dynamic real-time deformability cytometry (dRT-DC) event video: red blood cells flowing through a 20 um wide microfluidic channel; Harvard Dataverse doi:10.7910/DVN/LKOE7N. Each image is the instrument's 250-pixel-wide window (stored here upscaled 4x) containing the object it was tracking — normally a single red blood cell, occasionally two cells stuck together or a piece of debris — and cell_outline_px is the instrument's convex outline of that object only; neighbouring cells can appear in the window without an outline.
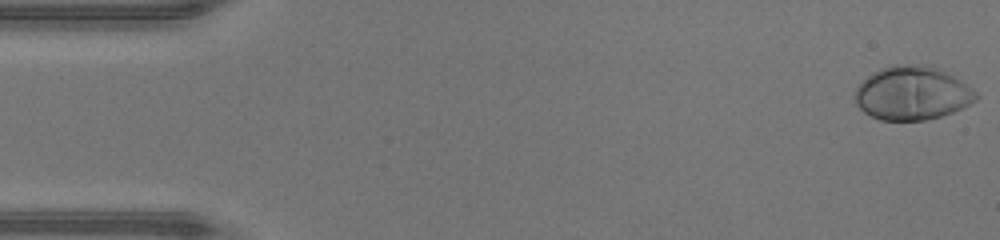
{"species": "human", "species_latin": "Homo sapiens", "temperature_condition": "warm", "stored_images_in_passage": 47, "camera_frame_rate_fps": 3000, "um_per_image_px": 0.085, "donor": {"sex": "male"}, "frame": {"image": 1, "passage_image": 1, "time_ms": 0.0, "image_size_px": [1000, 240], "cell_outline_px": [[980, 96], [976, 100], [952, 112], [940, 116], [924, 120], [880, 120], [864, 112], [856, 104], [852, 96], [856, 88], [872, 72], [880, 68], [896, 64], [924, 64], [944, 72], [960, 80], [972, 88]], "centroid_in_image_um": [77.49, 7.92], "position_along_channel_um": 7.5, "area_um2": 37.69}}
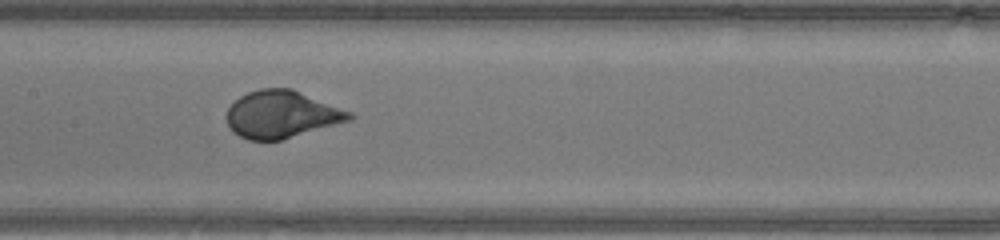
{"frame": {"image": 2, "passage_image": 23, "time_ms": 7.333, "image_size_px": [1000, 240], "cell_outline_px": [[356, 116], [352, 120], [280, 140], [248, 140], [232, 132], [228, 128], [224, 116], [228, 108], [240, 96], [248, 92], [260, 88], [292, 88], [352, 112]], "centroid_in_image_um": [23.92, 9.72], "position_along_channel_um": 183.5, "area_um2": 34.1}}
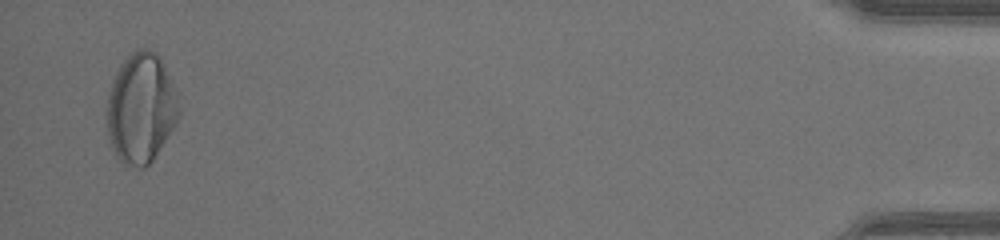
{"frame": {"image": 3, "passage_image": 46, "time_ms": 15.0, "image_size_px": [1000, 240], "cell_outline_px": [[180, 116], [176, 124], [152, 160], [144, 168], [136, 168], [124, 164], [116, 156], [112, 148], [108, 136], [104, 116], [108, 92], [112, 80], [120, 64], [136, 48], [148, 48], [156, 52], [176, 92], [180, 112]], "centroid_in_image_um": [11.93, 9.22], "position_along_channel_um": 423.3, "area_um2": 46.53}, "authors_computed_cell_mechanics": {"area_um2": 35.3158, "velocity_mm_per_s": 4.3464, "shape_relaxation_time_tau1_ms": 3.022, "shape_relaxation_time_tau2_ms": null, "deformation_change_tau1": 0.1941, "deformation_change_tau2": null}}